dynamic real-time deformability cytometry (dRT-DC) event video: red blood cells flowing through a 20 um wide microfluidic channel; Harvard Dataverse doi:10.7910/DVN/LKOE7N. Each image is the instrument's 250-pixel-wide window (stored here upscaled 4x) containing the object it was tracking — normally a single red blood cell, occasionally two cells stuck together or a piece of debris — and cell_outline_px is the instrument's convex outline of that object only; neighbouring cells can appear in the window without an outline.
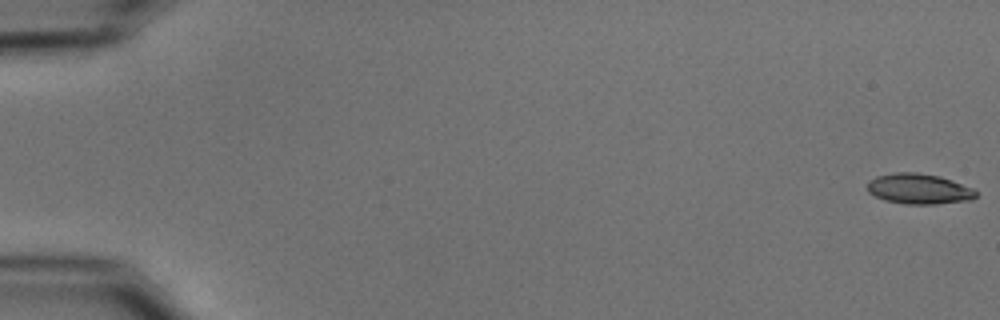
{"species": "common noctule bat (a hibernating species)", "species_latin": "Nyctalus noctula", "temperature_condition": "cold", "stored_images_in_passage": 29, "camera_frame_rate_fps": 3000, "um_per_image_px": 0.085, "animal": {"sex": "male", "body_mass_g": 15.6}, "frame": {"image": 1, "passage_image": 1, "time_ms": 0.0, "image_size_px": [1000, 320], "cell_outline_px": [[976, 196], [972, 200], [936, 204], [904, 204], [884, 200], [868, 192], [868, 180], [876, 176], [896, 172], [916, 172], [940, 176], [972, 188], [976, 192]], "centroid_in_image_um": [78.09, 16.05], "position_along_channel_um": 6.9, "area_um2": 19.25}}
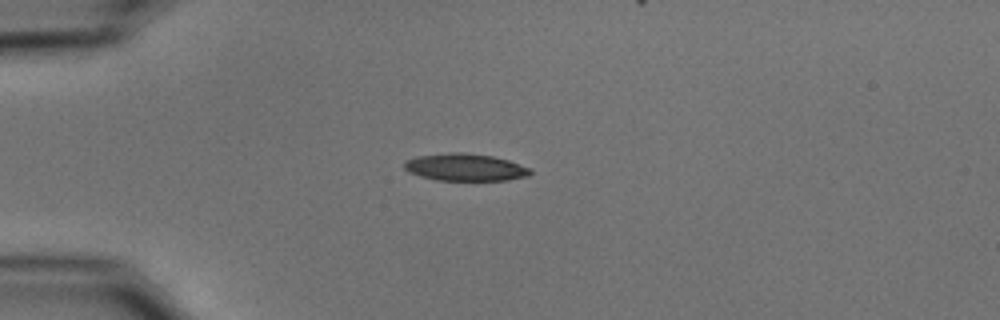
{"frame": {"image": 2, "passage_image": 15, "time_ms": 4.667, "image_size_px": [1000, 320], "cell_outline_px": [[532, 172], [528, 176], [508, 180], [436, 180], [420, 176], [408, 172], [404, 168], [404, 160], [416, 156], [452, 152], [464, 152], [492, 156], [508, 160], [532, 168]], "centroid_in_image_um": [39.53, 14.21], "position_along_channel_um": 45.5, "area_um2": 20.17}}
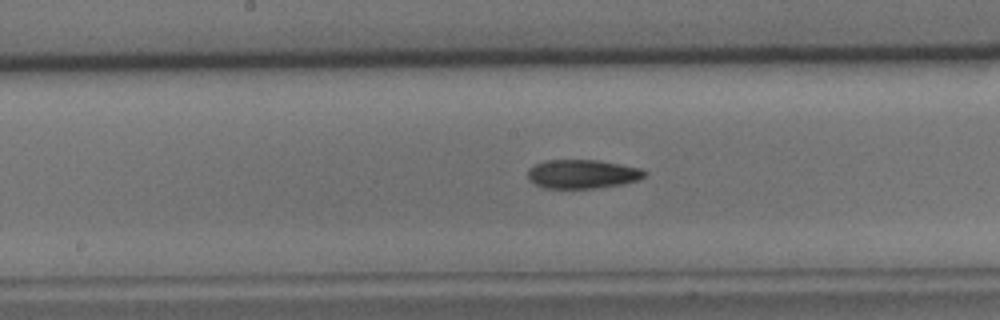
{"frame": {"image": 3, "passage_image": 29, "time_ms": 9.333, "image_size_px": [1000, 320], "cell_outline_px": [[648, 172], [644, 176], [636, 180], [620, 184], [592, 188], [544, 188], [528, 180], [528, 168], [544, 160], [600, 160], [640, 168]], "centroid_in_image_um": [49.47, 14.78], "position_along_channel_um": 198.7, "area_um2": 19.54}}